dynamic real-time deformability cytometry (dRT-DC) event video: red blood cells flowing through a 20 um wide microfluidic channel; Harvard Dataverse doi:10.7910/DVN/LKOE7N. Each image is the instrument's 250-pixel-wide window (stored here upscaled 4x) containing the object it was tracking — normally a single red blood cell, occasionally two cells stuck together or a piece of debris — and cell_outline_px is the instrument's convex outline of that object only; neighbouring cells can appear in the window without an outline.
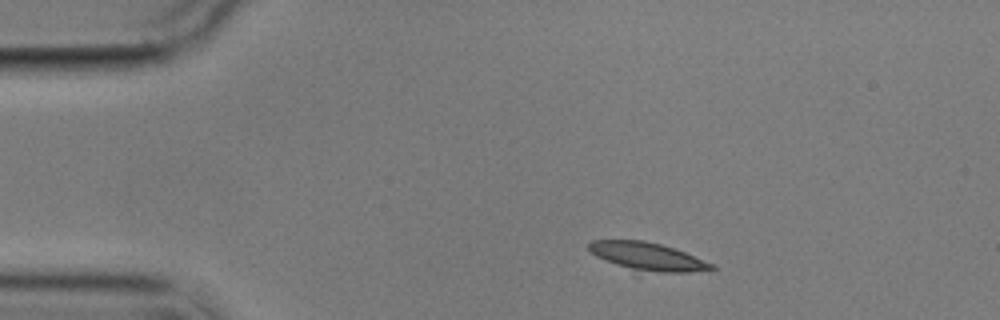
{"species": "common noctule bat (a hibernating species)", "species_latin": "Nyctalus noctula", "temperature_condition": "cold", "stored_images_in_passage": 3, "camera_frame_rate_fps": 3000, "um_per_image_px": 0.085, "animal": {"sex": "male", "body_mass_g": 17.9}, "frame": {"image": 1, "passage_image": 1, "time_ms": 0.0, "image_size_px": [1000, 320], "cell_outline_px": [[716, 268], [688, 272], [636, 276], [596, 256], [588, 248], [588, 244], [592, 240], [644, 240], [660, 244], [684, 252], [712, 264]], "centroid_in_image_um": [54.95, 21.88], "position_along_channel_um": 30.1, "area_um2": 20.98}}